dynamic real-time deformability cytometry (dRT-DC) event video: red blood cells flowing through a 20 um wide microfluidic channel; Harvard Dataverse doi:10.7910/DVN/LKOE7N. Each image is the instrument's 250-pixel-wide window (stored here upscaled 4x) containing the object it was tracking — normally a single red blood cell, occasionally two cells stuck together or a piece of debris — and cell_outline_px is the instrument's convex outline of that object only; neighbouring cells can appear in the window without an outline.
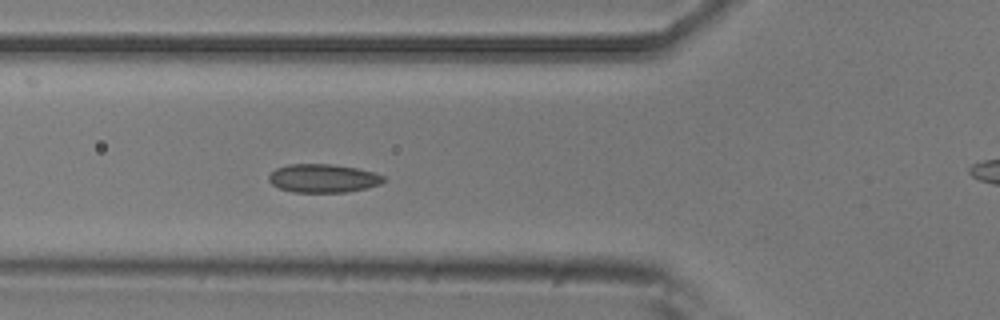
{"species": "common noctule bat (a hibernating species)", "species_latin": "Nyctalus noctula", "temperature_condition": "room temperature", "stored_images_in_passage": 6, "segment_of_instrument_passage": [1, 2], "camera_frame_rate_fps": 3000, "um_per_image_px": 0.085, "animal": {"sex": "male", "body_mass_g": 20.5, "forearm_length_mm": 52.5}, "frame": {"image": 1, "passage_image": 5, "time_ms": 1.333, "image_size_px": [1000, 320], "cell_outline_px": [[388, 180], [380, 184], [368, 188], [344, 192], [292, 192], [280, 188], [272, 184], [268, 180], [268, 176], [276, 168], [288, 164], [332, 164], [356, 168], [372, 172], [384, 176]], "centroid_in_image_um": [27.48, 15.15], "position_along_channel_um": 98.3, "area_um2": 19.07}}